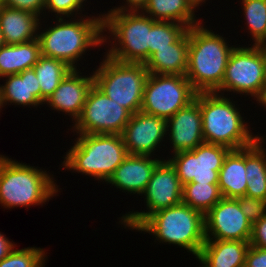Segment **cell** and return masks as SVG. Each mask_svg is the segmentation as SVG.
Wrapping results in <instances>:
<instances>
[{"mask_svg":"<svg viewBox=\"0 0 266 267\" xmlns=\"http://www.w3.org/2000/svg\"><path fill=\"white\" fill-rule=\"evenodd\" d=\"M74 19L67 21L58 18L53 27L38 32L37 38L42 56L61 60L70 68L77 69V61L85 51L90 47L103 45L108 36L103 35V14L98 17L89 16L87 19Z\"/></svg>","mask_w":266,"mask_h":267,"instance_id":"cell-1","label":"cell"},{"mask_svg":"<svg viewBox=\"0 0 266 267\" xmlns=\"http://www.w3.org/2000/svg\"><path fill=\"white\" fill-rule=\"evenodd\" d=\"M203 27L189 28L186 78L197 92H215L222 84L227 62L235 46L225 37Z\"/></svg>","mask_w":266,"mask_h":267,"instance_id":"cell-2","label":"cell"},{"mask_svg":"<svg viewBox=\"0 0 266 267\" xmlns=\"http://www.w3.org/2000/svg\"><path fill=\"white\" fill-rule=\"evenodd\" d=\"M200 110L205 143L239 150L253 145L261 137L252 135L239 109L224 95L200 92Z\"/></svg>","mask_w":266,"mask_h":267,"instance_id":"cell-3","label":"cell"},{"mask_svg":"<svg viewBox=\"0 0 266 267\" xmlns=\"http://www.w3.org/2000/svg\"><path fill=\"white\" fill-rule=\"evenodd\" d=\"M43 169L0 155V204L7 209L42 205L58 192Z\"/></svg>","mask_w":266,"mask_h":267,"instance_id":"cell-4","label":"cell"},{"mask_svg":"<svg viewBox=\"0 0 266 267\" xmlns=\"http://www.w3.org/2000/svg\"><path fill=\"white\" fill-rule=\"evenodd\" d=\"M75 142L62 166L103 182L108 181L128 155L120 134H79Z\"/></svg>","mask_w":266,"mask_h":267,"instance_id":"cell-5","label":"cell"},{"mask_svg":"<svg viewBox=\"0 0 266 267\" xmlns=\"http://www.w3.org/2000/svg\"><path fill=\"white\" fill-rule=\"evenodd\" d=\"M136 230L153 234L161 243L180 246L195 258L205 243V215L180 203L152 213Z\"/></svg>","mask_w":266,"mask_h":267,"instance_id":"cell-6","label":"cell"},{"mask_svg":"<svg viewBox=\"0 0 266 267\" xmlns=\"http://www.w3.org/2000/svg\"><path fill=\"white\" fill-rule=\"evenodd\" d=\"M155 22L141 11L103 13V31L108 30L111 34L108 40L114 37L112 40L115 41L105 55L120 62L146 63L150 29Z\"/></svg>","mask_w":266,"mask_h":267,"instance_id":"cell-7","label":"cell"},{"mask_svg":"<svg viewBox=\"0 0 266 267\" xmlns=\"http://www.w3.org/2000/svg\"><path fill=\"white\" fill-rule=\"evenodd\" d=\"M93 72L94 85L131 114L141 111L149 75L145 63L120 62L105 55Z\"/></svg>","mask_w":266,"mask_h":267,"instance_id":"cell-8","label":"cell"},{"mask_svg":"<svg viewBox=\"0 0 266 267\" xmlns=\"http://www.w3.org/2000/svg\"><path fill=\"white\" fill-rule=\"evenodd\" d=\"M197 93L185 75L149 73L141 111L167 120L194 101Z\"/></svg>","mask_w":266,"mask_h":267,"instance_id":"cell-9","label":"cell"},{"mask_svg":"<svg viewBox=\"0 0 266 267\" xmlns=\"http://www.w3.org/2000/svg\"><path fill=\"white\" fill-rule=\"evenodd\" d=\"M265 84V63L259 46H236L229 56L222 84L215 93L224 95L226 91H233L257 100Z\"/></svg>","mask_w":266,"mask_h":267,"instance_id":"cell-10","label":"cell"},{"mask_svg":"<svg viewBox=\"0 0 266 267\" xmlns=\"http://www.w3.org/2000/svg\"><path fill=\"white\" fill-rule=\"evenodd\" d=\"M183 185L178 178L176 168L169 160H161L154 169L143 195L147 210L128 212L123 215L124 228L136 230L152 213L182 203Z\"/></svg>","mask_w":266,"mask_h":267,"instance_id":"cell-11","label":"cell"},{"mask_svg":"<svg viewBox=\"0 0 266 267\" xmlns=\"http://www.w3.org/2000/svg\"><path fill=\"white\" fill-rule=\"evenodd\" d=\"M131 113L108 98L94 84L88 91L80 116L74 123L78 134H122Z\"/></svg>","mask_w":266,"mask_h":267,"instance_id":"cell-12","label":"cell"},{"mask_svg":"<svg viewBox=\"0 0 266 267\" xmlns=\"http://www.w3.org/2000/svg\"><path fill=\"white\" fill-rule=\"evenodd\" d=\"M230 148L203 143L194 150L173 154L168 160L176 168L182 185L188 182L218 184L219 171Z\"/></svg>","mask_w":266,"mask_h":267,"instance_id":"cell-13","label":"cell"},{"mask_svg":"<svg viewBox=\"0 0 266 267\" xmlns=\"http://www.w3.org/2000/svg\"><path fill=\"white\" fill-rule=\"evenodd\" d=\"M251 232L252 223L241 211L237 198L223 197L205 214L206 240L249 241Z\"/></svg>","mask_w":266,"mask_h":267,"instance_id":"cell-14","label":"cell"},{"mask_svg":"<svg viewBox=\"0 0 266 267\" xmlns=\"http://www.w3.org/2000/svg\"><path fill=\"white\" fill-rule=\"evenodd\" d=\"M166 132V119L138 111L131 115L121 135L128 154L152 156Z\"/></svg>","mask_w":266,"mask_h":267,"instance_id":"cell-15","label":"cell"},{"mask_svg":"<svg viewBox=\"0 0 266 267\" xmlns=\"http://www.w3.org/2000/svg\"><path fill=\"white\" fill-rule=\"evenodd\" d=\"M166 131L172 144V154L194 150L204 143L200 92L197 93L194 101L166 120Z\"/></svg>","mask_w":266,"mask_h":267,"instance_id":"cell-16","label":"cell"},{"mask_svg":"<svg viewBox=\"0 0 266 267\" xmlns=\"http://www.w3.org/2000/svg\"><path fill=\"white\" fill-rule=\"evenodd\" d=\"M79 72L78 69L68 72L44 103L53 110L65 112L74 122L80 116L88 91L94 84L93 73L87 77L81 76Z\"/></svg>","mask_w":266,"mask_h":267,"instance_id":"cell-17","label":"cell"},{"mask_svg":"<svg viewBox=\"0 0 266 267\" xmlns=\"http://www.w3.org/2000/svg\"><path fill=\"white\" fill-rule=\"evenodd\" d=\"M150 157L128 154L106 183L116 186L117 189L124 192L142 196L154 169L162 160Z\"/></svg>","mask_w":266,"mask_h":267,"instance_id":"cell-18","label":"cell"},{"mask_svg":"<svg viewBox=\"0 0 266 267\" xmlns=\"http://www.w3.org/2000/svg\"><path fill=\"white\" fill-rule=\"evenodd\" d=\"M4 85H0V103L23 106H39L41 103V88L33 68L19 74L8 75Z\"/></svg>","mask_w":266,"mask_h":267,"instance_id":"cell-19","label":"cell"},{"mask_svg":"<svg viewBox=\"0 0 266 267\" xmlns=\"http://www.w3.org/2000/svg\"><path fill=\"white\" fill-rule=\"evenodd\" d=\"M41 17L28 11L0 7V29L4 43L16 45L37 39ZM37 32V33H36Z\"/></svg>","mask_w":266,"mask_h":267,"instance_id":"cell-20","label":"cell"},{"mask_svg":"<svg viewBox=\"0 0 266 267\" xmlns=\"http://www.w3.org/2000/svg\"><path fill=\"white\" fill-rule=\"evenodd\" d=\"M249 241L205 240L197 256L200 267H244Z\"/></svg>","mask_w":266,"mask_h":267,"instance_id":"cell-21","label":"cell"},{"mask_svg":"<svg viewBox=\"0 0 266 267\" xmlns=\"http://www.w3.org/2000/svg\"><path fill=\"white\" fill-rule=\"evenodd\" d=\"M189 51V29L168 48L157 51L146 61L151 74L186 75Z\"/></svg>","mask_w":266,"mask_h":267,"instance_id":"cell-22","label":"cell"},{"mask_svg":"<svg viewBox=\"0 0 266 267\" xmlns=\"http://www.w3.org/2000/svg\"><path fill=\"white\" fill-rule=\"evenodd\" d=\"M245 170V148L231 150L225 157L219 171L218 186L222 197L236 199L246 195L247 179Z\"/></svg>","mask_w":266,"mask_h":267,"instance_id":"cell-23","label":"cell"},{"mask_svg":"<svg viewBox=\"0 0 266 267\" xmlns=\"http://www.w3.org/2000/svg\"><path fill=\"white\" fill-rule=\"evenodd\" d=\"M41 56L38 38L16 45L4 44L0 47V78L31 69Z\"/></svg>","mask_w":266,"mask_h":267,"instance_id":"cell-24","label":"cell"},{"mask_svg":"<svg viewBox=\"0 0 266 267\" xmlns=\"http://www.w3.org/2000/svg\"><path fill=\"white\" fill-rule=\"evenodd\" d=\"M196 6L191 0H148L141 12L156 21H172L186 26L188 29L198 25Z\"/></svg>","mask_w":266,"mask_h":267,"instance_id":"cell-25","label":"cell"},{"mask_svg":"<svg viewBox=\"0 0 266 267\" xmlns=\"http://www.w3.org/2000/svg\"><path fill=\"white\" fill-rule=\"evenodd\" d=\"M261 136L253 145L245 148L246 195L266 200V149ZM263 142V143H262Z\"/></svg>","mask_w":266,"mask_h":267,"instance_id":"cell-26","label":"cell"},{"mask_svg":"<svg viewBox=\"0 0 266 267\" xmlns=\"http://www.w3.org/2000/svg\"><path fill=\"white\" fill-rule=\"evenodd\" d=\"M32 68L36 73L41 88L42 104L55 91L68 72L72 70L61 60L44 56H41Z\"/></svg>","mask_w":266,"mask_h":267,"instance_id":"cell-27","label":"cell"},{"mask_svg":"<svg viewBox=\"0 0 266 267\" xmlns=\"http://www.w3.org/2000/svg\"><path fill=\"white\" fill-rule=\"evenodd\" d=\"M222 198L218 184L188 182L183 185L182 203L204 215Z\"/></svg>","mask_w":266,"mask_h":267,"instance_id":"cell-28","label":"cell"},{"mask_svg":"<svg viewBox=\"0 0 266 267\" xmlns=\"http://www.w3.org/2000/svg\"><path fill=\"white\" fill-rule=\"evenodd\" d=\"M188 28L182 24L172 21H156L150 29L149 58L157 49L168 48Z\"/></svg>","mask_w":266,"mask_h":267,"instance_id":"cell-29","label":"cell"},{"mask_svg":"<svg viewBox=\"0 0 266 267\" xmlns=\"http://www.w3.org/2000/svg\"><path fill=\"white\" fill-rule=\"evenodd\" d=\"M241 3L253 45H258L266 35V0H242Z\"/></svg>","mask_w":266,"mask_h":267,"instance_id":"cell-30","label":"cell"},{"mask_svg":"<svg viewBox=\"0 0 266 267\" xmlns=\"http://www.w3.org/2000/svg\"><path fill=\"white\" fill-rule=\"evenodd\" d=\"M45 249L27 247L14 250L3 260L0 267H44L46 261Z\"/></svg>","mask_w":266,"mask_h":267,"instance_id":"cell-31","label":"cell"},{"mask_svg":"<svg viewBox=\"0 0 266 267\" xmlns=\"http://www.w3.org/2000/svg\"><path fill=\"white\" fill-rule=\"evenodd\" d=\"M87 0H45V10L55 13L57 18H70L79 15ZM78 11H80L78 13ZM75 12V13H74ZM58 15V16H57Z\"/></svg>","mask_w":266,"mask_h":267,"instance_id":"cell-32","label":"cell"},{"mask_svg":"<svg viewBox=\"0 0 266 267\" xmlns=\"http://www.w3.org/2000/svg\"><path fill=\"white\" fill-rule=\"evenodd\" d=\"M241 211L253 224L266 215V200L249 197L247 195L237 198Z\"/></svg>","mask_w":266,"mask_h":267,"instance_id":"cell-33","label":"cell"},{"mask_svg":"<svg viewBox=\"0 0 266 267\" xmlns=\"http://www.w3.org/2000/svg\"><path fill=\"white\" fill-rule=\"evenodd\" d=\"M3 6L28 11L40 17L45 9V0H4Z\"/></svg>","mask_w":266,"mask_h":267,"instance_id":"cell-34","label":"cell"},{"mask_svg":"<svg viewBox=\"0 0 266 267\" xmlns=\"http://www.w3.org/2000/svg\"><path fill=\"white\" fill-rule=\"evenodd\" d=\"M249 244L257 248L266 249V215L252 224Z\"/></svg>","mask_w":266,"mask_h":267,"instance_id":"cell-35","label":"cell"},{"mask_svg":"<svg viewBox=\"0 0 266 267\" xmlns=\"http://www.w3.org/2000/svg\"><path fill=\"white\" fill-rule=\"evenodd\" d=\"M244 267H266V249L250 245Z\"/></svg>","mask_w":266,"mask_h":267,"instance_id":"cell-36","label":"cell"},{"mask_svg":"<svg viewBox=\"0 0 266 267\" xmlns=\"http://www.w3.org/2000/svg\"><path fill=\"white\" fill-rule=\"evenodd\" d=\"M124 6L115 7L109 11H142L148 0H126Z\"/></svg>","mask_w":266,"mask_h":267,"instance_id":"cell-37","label":"cell"},{"mask_svg":"<svg viewBox=\"0 0 266 267\" xmlns=\"http://www.w3.org/2000/svg\"><path fill=\"white\" fill-rule=\"evenodd\" d=\"M15 246L4 234L0 233V261L6 258L14 250Z\"/></svg>","mask_w":266,"mask_h":267,"instance_id":"cell-38","label":"cell"},{"mask_svg":"<svg viewBox=\"0 0 266 267\" xmlns=\"http://www.w3.org/2000/svg\"><path fill=\"white\" fill-rule=\"evenodd\" d=\"M256 101L258 104L260 103L259 105L264 106L266 108V84L263 88L262 94Z\"/></svg>","mask_w":266,"mask_h":267,"instance_id":"cell-39","label":"cell"},{"mask_svg":"<svg viewBox=\"0 0 266 267\" xmlns=\"http://www.w3.org/2000/svg\"><path fill=\"white\" fill-rule=\"evenodd\" d=\"M259 48L261 49L263 58H264V63H265V75H266V45H258Z\"/></svg>","mask_w":266,"mask_h":267,"instance_id":"cell-40","label":"cell"},{"mask_svg":"<svg viewBox=\"0 0 266 267\" xmlns=\"http://www.w3.org/2000/svg\"><path fill=\"white\" fill-rule=\"evenodd\" d=\"M196 7H198L199 5H202L200 3L206 2V0H191Z\"/></svg>","mask_w":266,"mask_h":267,"instance_id":"cell-41","label":"cell"},{"mask_svg":"<svg viewBox=\"0 0 266 267\" xmlns=\"http://www.w3.org/2000/svg\"><path fill=\"white\" fill-rule=\"evenodd\" d=\"M4 40H3V36H2V33H1V29H0V47H2L4 45Z\"/></svg>","mask_w":266,"mask_h":267,"instance_id":"cell-42","label":"cell"},{"mask_svg":"<svg viewBox=\"0 0 266 267\" xmlns=\"http://www.w3.org/2000/svg\"><path fill=\"white\" fill-rule=\"evenodd\" d=\"M258 45H266V35L265 38Z\"/></svg>","mask_w":266,"mask_h":267,"instance_id":"cell-43","label":"cell"},{"mask_svg":"<svg viewBox=\"0 0 266 267\" xmlns=\"http://www.w3.org/2000/svg\"><path fill=\"white\" fill-rule=\"evenodd\" d=\"M3 1L4 0H0V7L3 6Z\"/></svg>","mask_w":266,"mask_h":267,"instance_id":"cell-44","label":"cell"}]
</instances>
